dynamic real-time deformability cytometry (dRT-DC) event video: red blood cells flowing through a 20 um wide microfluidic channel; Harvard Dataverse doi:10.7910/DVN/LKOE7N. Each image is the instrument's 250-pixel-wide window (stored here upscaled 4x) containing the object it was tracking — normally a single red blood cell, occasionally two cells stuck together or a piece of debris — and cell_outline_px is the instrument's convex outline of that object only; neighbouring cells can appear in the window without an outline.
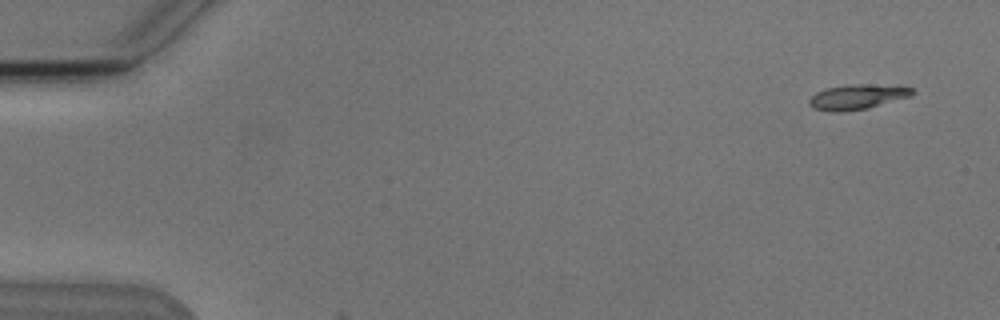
{"species": "Egyptian fruit bat (a non-hibernating species)", "species_latin": "Rousettus aegyptiacus", "temperature_condition": "cold", "stored_images_in_passage": 2, "camera_frame_rate_fps": 3000, "um_per_image_px": 0.085, "animal": {"sex": "male"}, "frame": {"image": 1, "passage_image": 1, "time_ms": 0.0, "image_size_px": [1000, 320], "cell_outline_px": [[916, 92], [912, 96], [868, 108], [840, 112], [832, 112], [816, 108], [808, 104], [808, 100], [816, 92], [828, 88], [848, 84], [864, 84], [912, 88]], "centroid_in_image_um": [72.87, 8.24], "position_along_channel_um": 12.1, "area_um2": 14.8}}